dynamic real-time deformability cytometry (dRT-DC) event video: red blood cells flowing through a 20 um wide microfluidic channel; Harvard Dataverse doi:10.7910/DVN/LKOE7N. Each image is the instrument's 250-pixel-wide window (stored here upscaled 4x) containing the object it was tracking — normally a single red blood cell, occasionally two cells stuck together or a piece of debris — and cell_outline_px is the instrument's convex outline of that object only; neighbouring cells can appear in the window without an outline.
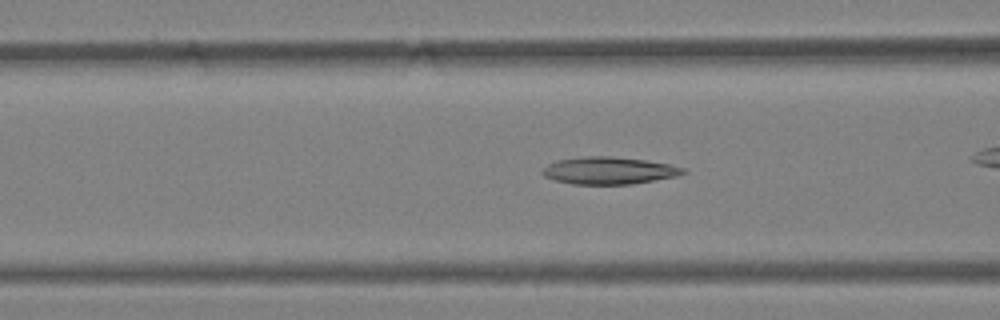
{"species": "Egyptian fruit bat (a non-hibernating species)", "species_latin": "Rousettus aegyptiacus", "temperature_condition": "warm", "stored_images_in_passage": 37, "camera_frame_rate_fps": 3000, "um_per_image_px": 0.085, "animal": {"sex": "female"}, "frame": {"image": 1, "passage_image": 16, "time_ms": 5.0, "image_size_px": [1000, 320], "cell_outline_px": [[688, 172], [676, 176], [632, 184], [572, 184], [556, 180], [544, 176], [540, 172], [548, 164], [560, 160], [588, 156], [608, 156], [644, 160], [668, 164], [684, 168]], "centroid_in_image_um": [51.76, 14.5], "position_along_channel_um": 114.8, "area_um2": 22.02}}
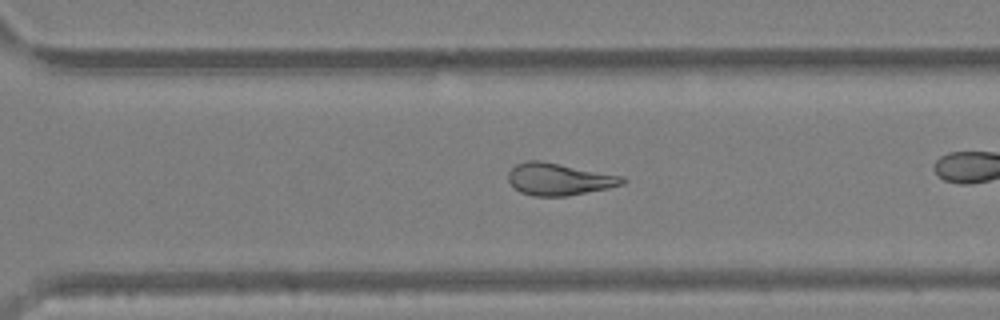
{"frame": {"image": 2, "passage_image": 32, "time_ms": 10.333, "image_size_px": [1000, 320], "cell_outline_px": [[628, 180], [624, 184], [608, 188], [568, 196], [532, 196], [520, 192], [508, 180], [508, 172], [516, 164], [528, 160], [540, 160], [624, 176]], "centroid_in_image_um": [47.54, 15.23], "position_along_channel_um": 323.1, "area_um2": 21.44}}